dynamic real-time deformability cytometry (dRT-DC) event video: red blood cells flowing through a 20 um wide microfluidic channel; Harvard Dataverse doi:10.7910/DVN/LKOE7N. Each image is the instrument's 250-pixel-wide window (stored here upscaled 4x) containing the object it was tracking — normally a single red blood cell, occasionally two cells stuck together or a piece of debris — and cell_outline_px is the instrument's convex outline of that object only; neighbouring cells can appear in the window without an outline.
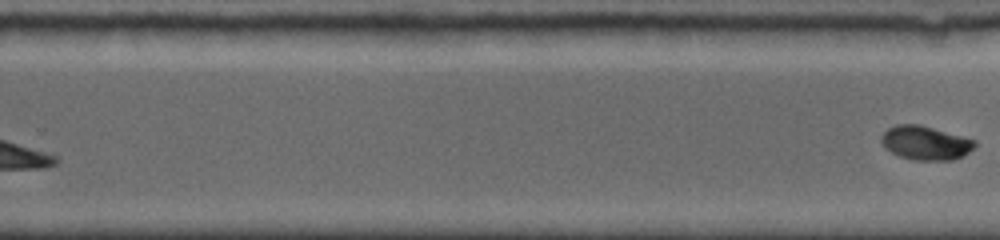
{"species": "common noctule bat (a hibernating species)", "species_latin": "Nyctalus noctula", "temperature_condition": "room temperature", "stored_images_in_passage": 24, "segment_of_instrument_passage": [2, 2], "camera_frame_rate_fps": 5000, "um_per_image_px": 0.085, "animal": {"sex": "female", "body_mass_g": 19.0, "forearm_length_mm": 56.7}, "frame": {"image": 1, "passage_image": 24, "time_ms": 8.6, "image_size_px": [1000, 240], "cell_outline_px": [[976, 144], [968, 152], [952, 160], [912, 160], [900, 156], [884, 148], [880, 140], [880, 136], [888, 128], [896, 124], [920, 124], [976, 140]], "centroid_in_image_um": [78.62, 12.13], "position_along_channel_um": 251.2, "area_um2": 18.44}}